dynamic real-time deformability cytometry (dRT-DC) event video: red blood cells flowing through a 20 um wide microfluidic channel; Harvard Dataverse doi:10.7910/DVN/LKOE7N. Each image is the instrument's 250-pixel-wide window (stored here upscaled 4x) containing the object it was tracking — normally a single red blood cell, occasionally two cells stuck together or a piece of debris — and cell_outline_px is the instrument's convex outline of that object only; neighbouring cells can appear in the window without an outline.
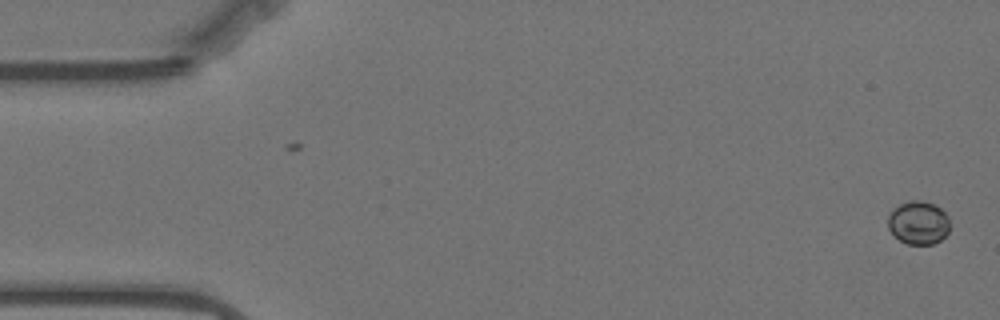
{"species": "Egyptian fruit bat (a non-hibernating species)", "species_latin": "Rousettus aegyptiacus", "temperature_condition": "warm", "stored_images_in_passage": 57, "camera_frame_rate_fps": 3000, "um_per_image_px": 0.085, "animal": {"sex": "female"}, "frame": {"image": 1, "passage_image": 1, "time_ms": 0.0, "image_size_px": [1000, 320], "cell_outline_px": [[948, 232], [940, 240], [932, 244], [908, 244], [900, 240], [888, 228], [888, 216], [892, 208], [908, 200], [920, 200], [936, 204], [948, 216]], "centroid_in_image_um": [78.05, 18.9], "position_along_channel_um": 7.0, "area_um2": 15.61}}
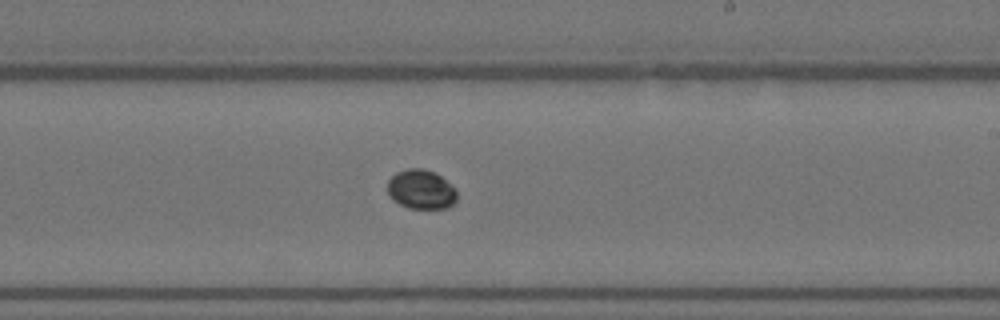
{"frame": {"image": 2, "passage_image": 33, "time_ms": 10.667, "image_size_px": [1000, 320], "cell_outline_px": [[456, 200], [448, 208], [408, 208], [392, 200], [388, 192], [388, 180], [396, 172], [408, 168], [424, 168], [436, 172], [456, 188]], "centroid_in_image_um": [35.8, 16.08], "position_along_channel_um": 253.2, "area_um2": 16.07}}
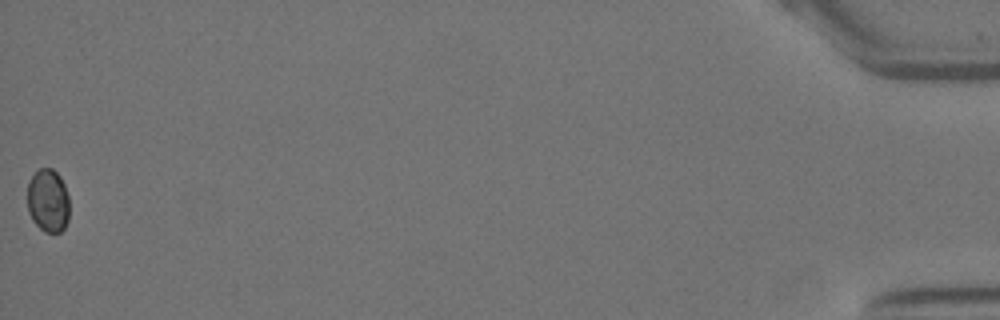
{"frame": {"image": 3, "passage_image": 57, "time_ms": 18.667, "image_size_px": [1000, 320], "cell_outline_px": [[68, 220], [64, 228], [60, 232], [44, 232], [32, 220], [28, 212], [28, 180], [40, 168], [52, 168], [60, 176], [64, 184], [68, 196]], "centroid_in_image_um": [4.08, 17.05], "position_along_channel_um": 431.1, "area_um2": 15.49}}